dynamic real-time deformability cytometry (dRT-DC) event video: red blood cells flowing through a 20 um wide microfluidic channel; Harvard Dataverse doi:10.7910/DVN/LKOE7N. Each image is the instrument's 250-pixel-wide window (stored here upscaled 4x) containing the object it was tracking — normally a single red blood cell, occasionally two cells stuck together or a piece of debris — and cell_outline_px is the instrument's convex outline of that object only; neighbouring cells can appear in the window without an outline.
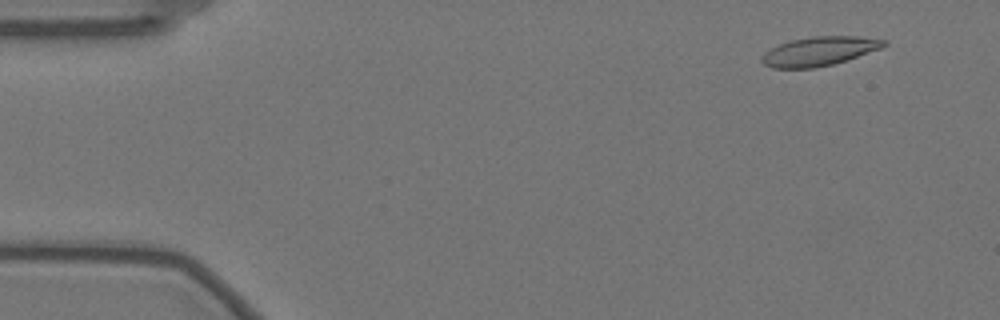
{"species": "Egyptian fruit bat (a non-hibernating species)", "species_latin": "Rousettus aegyptiacus", "temperature_condition": "warm", "stored_images_in_passage": 27, "camera_frame_rate_fps": 3000, "um_per_image_px": 0.085, "animal": {"sex": "female"}, "frame": {"image": 1, "passage_image": 5, "time_ms": 1.333, "image_size_px": [1000, 320], "cell_outline_px": [[888, 44], [880, 48], [832, 64], [812, 68], [772, 68], [764, 64], [760, 60], [764, 52], [780, 44], [792, 40], [812, 36], [856, 36], [888, 40]], "centroid_in_image_um": [69.61, 4.35], "position_along_channel_um": 15.4, "area_um2": 20.35}}
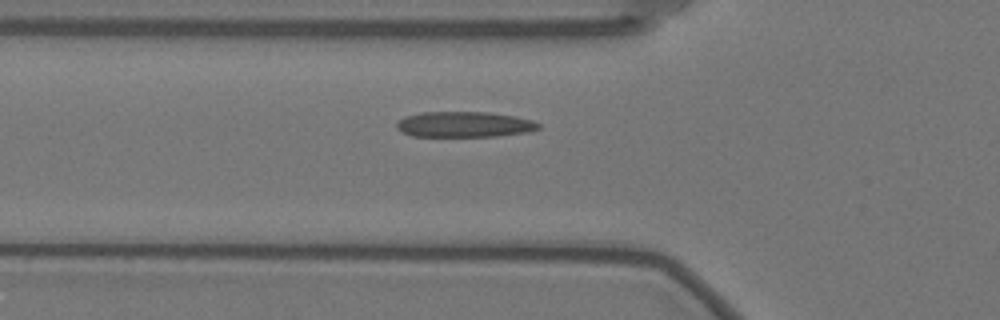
{"frame": {"image": 2, "passage_image": 20, "time_ms": 6.333, "image_size_px": [1000, 320], "cell_outline_px": [[540, 128], [528, 132], [496, 136], [412, 136], [396, 128], [396, 124], [404, 116], [424, 112], [488, 112], [516, 116], [532, 120], [540, 124]], "centroid_in_image_um": [39.49, 10.57], "position_along_channel_um": 86.3, "area_um2": 21.1}}
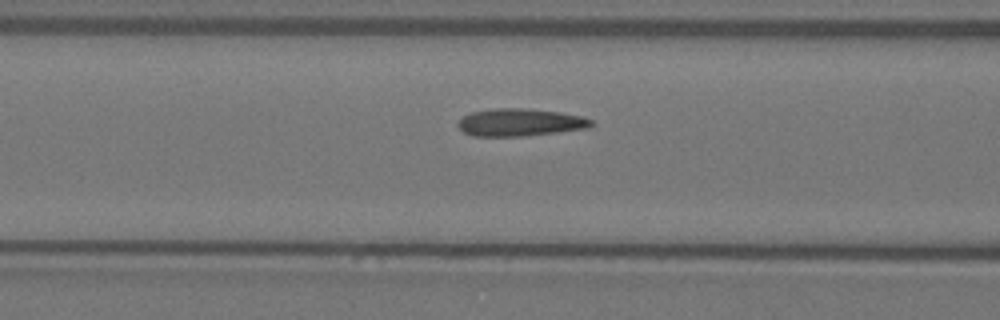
{"frame": {"image": 3, "passage_image": 23, "time_ms": 7.333, "image_size_px": [1000, 320], "cell_outline_px": [[592, 124], [588, 128], [556, 132], [520, 136], [472, 136], [464, 132], [456, 124], [464, 116], [472, 112], [496, 108], [520, 108], [560, 112], [584, 116], [592, 120]], "centroid_in_image_um": [44.2, 10.4], "position_along_channel_um": 122.4, "area_um2": 21.15}}